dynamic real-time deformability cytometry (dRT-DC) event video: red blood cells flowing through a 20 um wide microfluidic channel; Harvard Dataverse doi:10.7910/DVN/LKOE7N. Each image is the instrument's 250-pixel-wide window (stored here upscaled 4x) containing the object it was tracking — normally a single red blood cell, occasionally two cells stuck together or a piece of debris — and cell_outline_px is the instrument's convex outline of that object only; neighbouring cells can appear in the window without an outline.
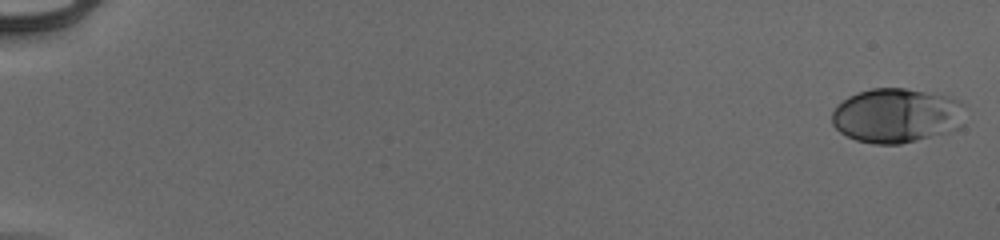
{"species": "human", "species_latin": "Homo sapiens", "temperature_condition": "cold", "stored_images_in_passage": 54, "camera_frame_rate_fps": 3000, "um_per_image_px": 0.085, "donor": {"sex": "male"}, "frame": {"image": 1, "passage_image": 1, "time_ms": 0.0, "image_size_px": [1000, 240], "cell_outline_px": [[964, 124], [960, 128], [948, 132], [900, 144], [872, 144], [856, 140], [840, 132], [832, 124], [832, 112], [848, 96], [872, 88], [904, 88], [948, 96], [960, 100], [964, 104]], "centroid_in_image_um": [76.25, 9.82], "position_along_channel_um": 8.7, "area_um2": 42.43}}
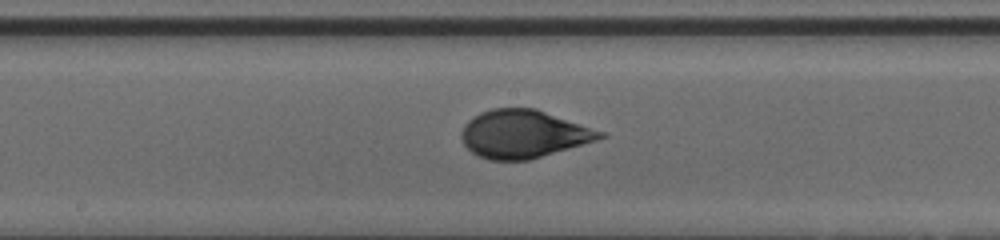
{"frame": {"image": 2, "passage_image": 31, "time_ms": 10.0, "image_size_px": [1000, 240], "cell_outline_px": [[608, 136], [596, 140], [528, 160], [492, 160], [480, 156], [472, 152], [464, 144], [460, 136], [460, 132], [464, 124], [468, 120], [480, 112], [492, 108], [536, 108], [604, 132]], "centroid_in_image_um": [44.46, 11.38], "position_along_channel_um": 203.7, "area_um2": 38.49}}
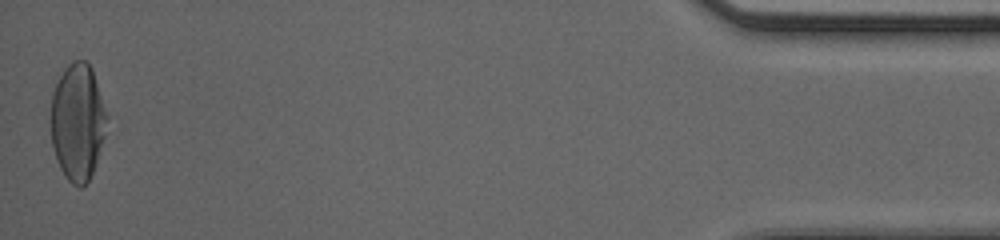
{"frame": {"image": 3, "passage_image": 54, "time_ms": 17.667, "image_size_px": [1000, 240], "cell_outline_px": [[108, 116], [104, 136], [96, 164], [88, 180], [80, 188], [72, 184], [68, 180], [60, 168], [52, 144], [48, 120], [52, 92], [64, 68], [72, 60], [84, 60], [92, 68]], "centroid_in_image_um": [6.57, 10.34], "position_along_channel_um": 428.6, "area_um2": 38.55}, "authors_computed_cell_mechanics": {"area_um2": 38.4081, "velocity_mm_per_s": 3.9496, "shape_relaxation_time_tau1_ms": 4.3789, "shape_relaxation_time_tau2_ms": null, "deformation_change_tau1": 0.19, "deformation_change_tau2": null}}